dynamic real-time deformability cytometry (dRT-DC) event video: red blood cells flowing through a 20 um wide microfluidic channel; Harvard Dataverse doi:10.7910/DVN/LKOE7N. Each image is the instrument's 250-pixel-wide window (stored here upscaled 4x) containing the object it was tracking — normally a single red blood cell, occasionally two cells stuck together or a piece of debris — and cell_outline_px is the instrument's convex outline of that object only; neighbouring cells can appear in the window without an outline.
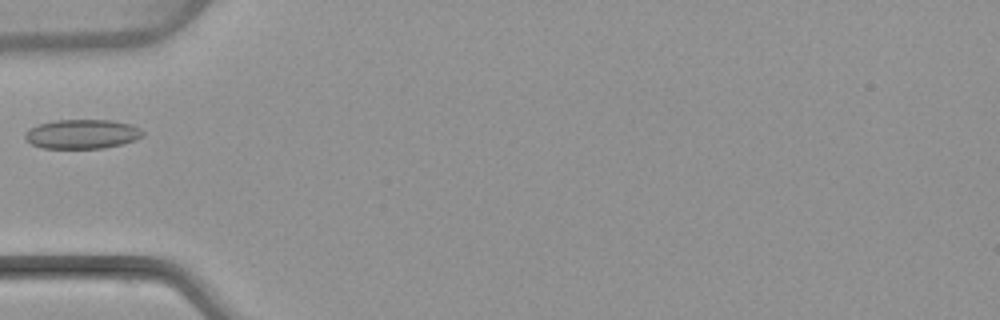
{"species": "common noctule bat (a hibernating species)", "species_latin": "Nyctalus noctula", "temperature_condition": "warm", "stored_images_in_passage": 4, "camera_frame_rate_fps": 3000, "um_per_image_px": 0.085, "animal": {"sex": "female", "body_mass_g": 22.7, "forearm_length_mm": 54.2}, "frame": {"image": 1, "passage_image": 4, "time_ms": 3.667, "image_size_px": [1000, 320], "cell_outline_px": [[144, 136], [136, 140], [104, 148], [40, 148], [32, 144], [24, 136], [24, 132], [28, 128], [40, 124], [56, 120], [112, 120], [128, 124], [140, 128], [144, 132]], "centroid_in_image_um": [6.98, 11.39], "position_along_channel_um": 78.0, "area_um2": 20.11}}